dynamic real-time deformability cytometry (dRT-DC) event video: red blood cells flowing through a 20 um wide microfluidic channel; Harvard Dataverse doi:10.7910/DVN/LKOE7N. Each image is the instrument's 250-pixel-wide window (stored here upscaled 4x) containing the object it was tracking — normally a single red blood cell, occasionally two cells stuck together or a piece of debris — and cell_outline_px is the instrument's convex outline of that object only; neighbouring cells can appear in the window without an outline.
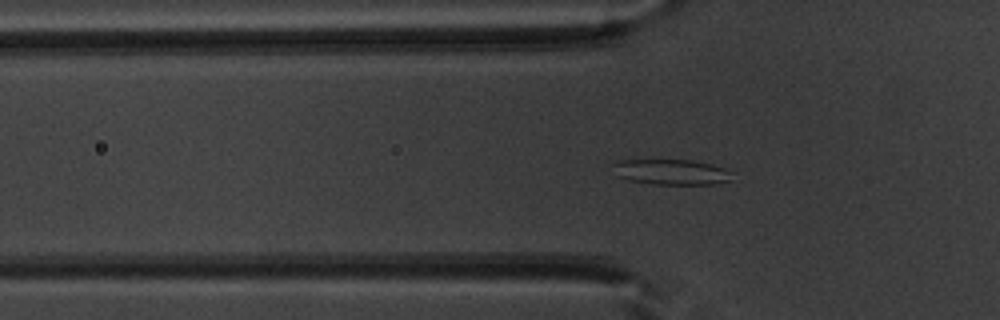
{"species": "common noctule bat (a hibernating species)", "species_latin": "Nyctalus noctula", "temperature_condition": "warm", "stored_images_in_passage": 53, "segment_of_instrument_passage": [1, 2], "camera_frame_rate_fps": 3000, "um_per_image_px": 0.085, "animal": {"sex": "male", "body_mass_g": 20.1, "forearm_length_mm": 53.5}, "frame": {"image": 1, "passage_image": 17, "time_ms": 5.333, "image_size_px": [1000, 320], "cell_outline_px": [[728, 180], [716, 184], [652, 184], [628, 180], [616, 176], [612, 164], [620, 160], [692, 160], [712, 164], [724, 168], [728, 172]], "centroid_in_image_um": [56.98, 14.61], "position_along_channel_um": 68.8, "area_um2": 17.46}}
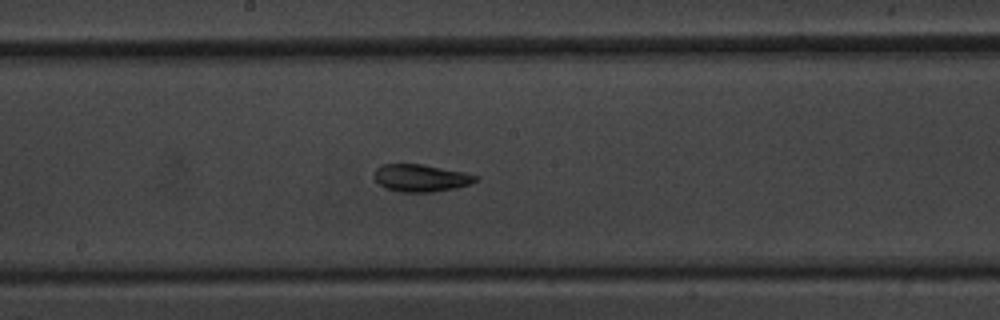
{"frame": {"image": 2, "passage_image": 28, "time_ms": 9.0, "image_size_px": [1000, 320], "cell_outline_px": [[480, 180], [472, 184], [456, 188], [432, 192], [400, 192], [384, 188], [372, 176], [376, 168], [380, 164], [420, 164], [464, 172], [480, 176]], "centroid_in_image_um": [35.79, 15.13], "position_along_channel_um": 212.4, "area_um2": 16.42}}
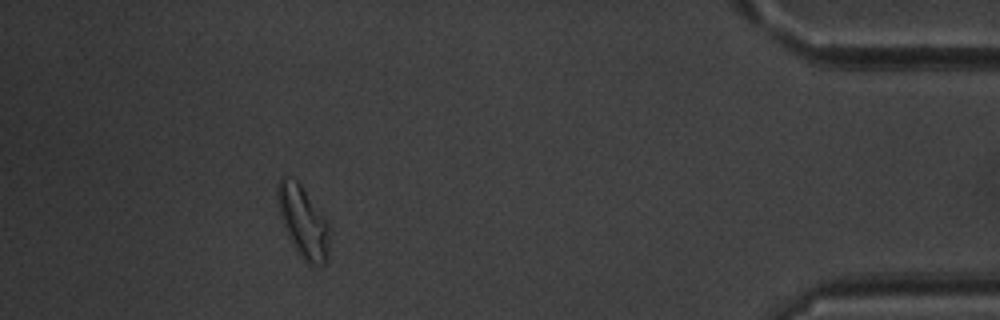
{"frame": {"image": 3, "passage_image": 47, "time_ms": 15.333, "image_size_px": [1000, 320], "cell_outline_px": [[328, 256], [324, 264], [312, 268], [296, 252], [284, 228], [280, 216], [276, 200], [276, 184], [280, 176], [284, 176], [296, 180], [300, 184], [328, 220]], "centroid_in_image_um": [25.73, 18.85], "position_along_channel_um": 409.5, "area_um2": 22.02}}